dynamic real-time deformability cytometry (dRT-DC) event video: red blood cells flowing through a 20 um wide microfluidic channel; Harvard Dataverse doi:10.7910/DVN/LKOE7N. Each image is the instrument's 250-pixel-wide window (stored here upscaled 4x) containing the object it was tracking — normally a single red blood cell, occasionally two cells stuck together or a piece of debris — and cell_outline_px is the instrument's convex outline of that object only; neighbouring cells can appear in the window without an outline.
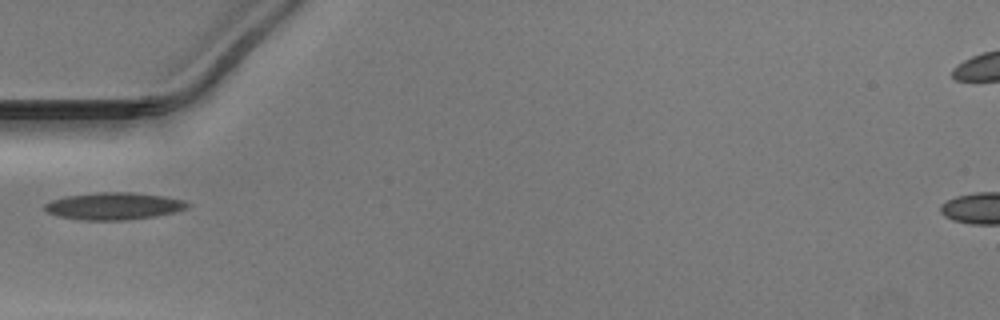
{"species": "Egyptian fruit bat (a non-hibernating species)", "species_latin": "Rousettus aegyptiacus", "temperature_condition": "warm", "stored_images_in_passage": 35, "camera_frame_rate_fps": 3000, "um_per_image_px": 0.085, "animal": {"sex": "male"}, "frame": {"image": 1, "passage_image": 1, "time_ms": 0.0, "image_size_px": [1000, 320], "cell_outline_px": [[188, 208], [176, 212], [156, 216], [128, 220], [80, 220], [60, 216], [48, 212], [44, 208], [44, 204], [52, 200], [68, 196], [100, 192], [132, 192], [164, 196], [184, 200], [188, 204]], "centroid_in_image_um": [9.71, 17.52], "position_along_channel_um": 75.3, "area_um2": 22.54}}
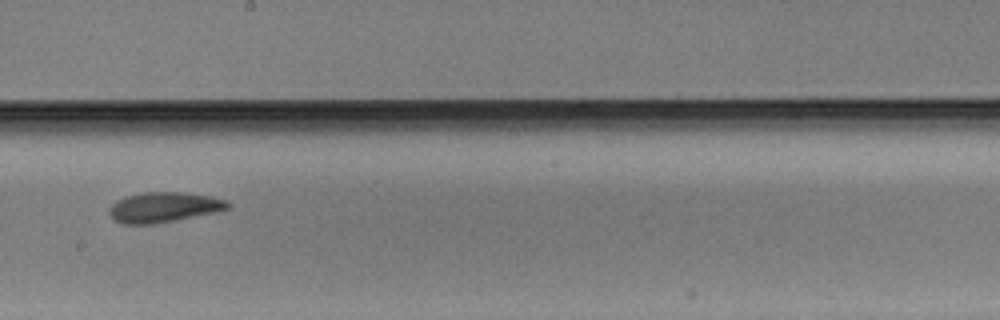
{"frame": {"image": 2, "passage_image": 13, "time_ms": 4.0, "image_size_px": [1000, 320], "cell_outline_px": [[232, 204], [228, 208], [220, 212], [176, 220], [152, 224], [124, 224], [116, 220], [108, 212], [112, 204], [116, 200], [124, 196], [144, 192], [188, 192], [212, 196], [228, 200]], "centroid_in_image_um": [13.99, 17.6], "position_along_channel_um": 234.2, "area_um2": 21.15}}
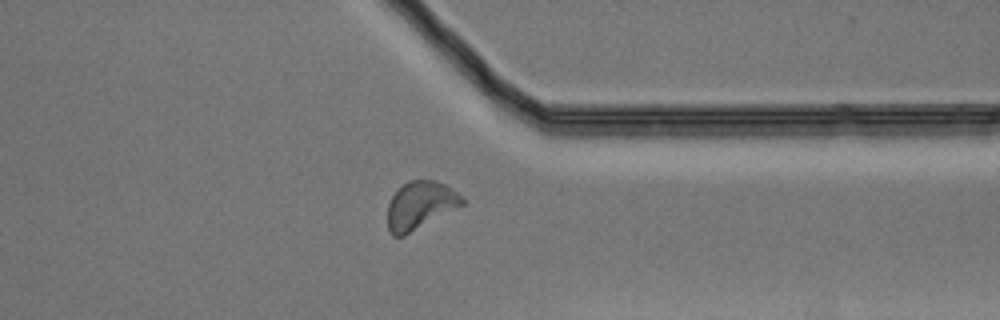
{"frame": {"image": 3, "passage_image": 24, "time_ms": 7.667, "image_size_px": [1000, 320], "cell_outline_px": [[464, 204], [404, 236], [392, 236], [388, 228], [388, 204], [392, 196], [408, 180], [436, 180], [444, 184], [456, 192], [464, 200]], "centroid_in_image_um": [35.69, 17.46], "position_along_channel_um": 375.7, "area_um2": 20.46}}